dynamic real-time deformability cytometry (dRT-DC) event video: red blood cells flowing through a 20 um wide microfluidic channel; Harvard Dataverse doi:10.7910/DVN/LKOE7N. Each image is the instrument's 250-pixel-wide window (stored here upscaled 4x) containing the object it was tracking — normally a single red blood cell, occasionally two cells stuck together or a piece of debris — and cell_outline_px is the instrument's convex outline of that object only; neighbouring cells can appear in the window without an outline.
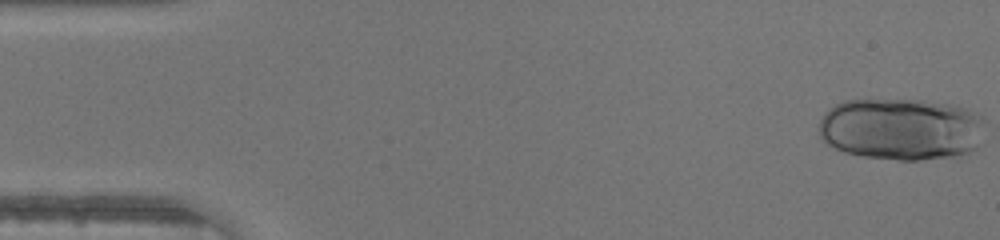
{"species": "human", "species_latin": "Homo sapiens", "temperature_condition": "warm", "stored_images_in_passage": 25, "camera_frame_rate_fps": 3000, "um_per_image_px": 0.085, "donor": {"sex": "male"}, "frame": {"image": 1, "passage_image": 1, "time_ms": 0.0, "image_size_px": [1000, 240], "cell_outline_px": [[984, 120], [976, 148], [960, 156], [920, 160], [896, 160], [864, 156], [844, 152], [828, 144], [820, 136], [820, 120], [824, 112], [836, 104], [844, 100], [924, 100], [948, 104], [964, 108], [984, 116]], "centroid_in_image_um": [76.6, 10.97], "position_along_channel_um": 8.4, "area_um2": 60.17}}
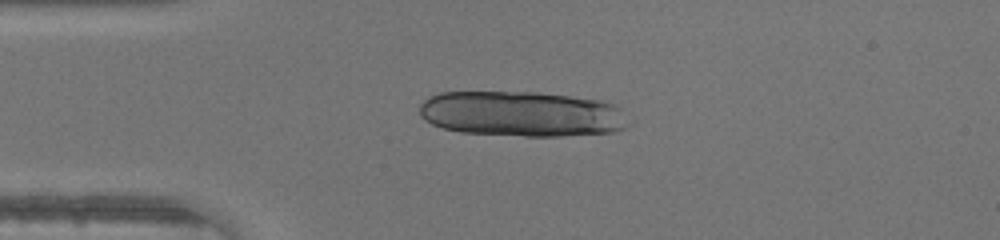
{"frame": {"image": 2, "passage_image": 11, "time_ms": 3.333, "image_size_px": [1000, 240], "cell_outline_px": [[628, 124], [624, 128], [612, 132], [560, 136], [524, 136], [460, 132], [444, 128], [432, 124], [424, 120], [420, 116], [420, 104], [428, 96], [440, 92], [536, 92], [600, 100], [612, 104], [620, 108]], "centroid_in_image_um": [44.29, 9.68], "position_along_channel_um": 40.7, "area_um2": 55.2}}